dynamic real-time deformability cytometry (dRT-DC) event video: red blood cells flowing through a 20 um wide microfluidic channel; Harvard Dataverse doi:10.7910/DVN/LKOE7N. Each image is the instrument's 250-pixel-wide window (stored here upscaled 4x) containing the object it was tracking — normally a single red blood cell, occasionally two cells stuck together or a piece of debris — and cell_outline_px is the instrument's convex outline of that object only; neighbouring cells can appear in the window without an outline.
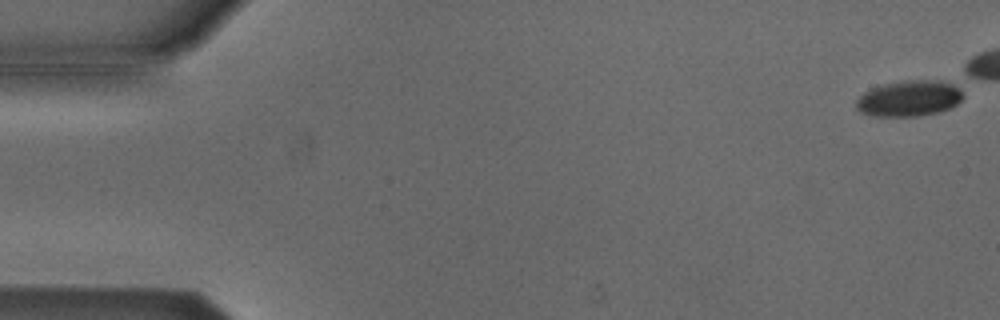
{"species": "Egyptian fruit bat (a non-hibernating species)", "species_latin": "Rousettus aegyptiacus", "temperature_condition": "cold", "stored_images_in_passage": 30, "camera_frame_rate_fps": 3000, "um_per_image_px": 0.085, "animal": {"sex": "male"}, "frame": {"image": 1, "passage_image": 1, "time_ms": 0.0, "image_size_px": [1000, 320], "cell_outline_px": [[964, 96], [956, 104], [940, 112], [916, 116], [872, 116], [860, 112], [856, 108], [856, 100], [864, 92], [872, 88], [884, 84], [904, 80], [940, 80], [960, 84]], "centroid_in_image_um": [77.32, 8.35], "position_along_channel_um": 7.7, "area_um2": 22.66}}
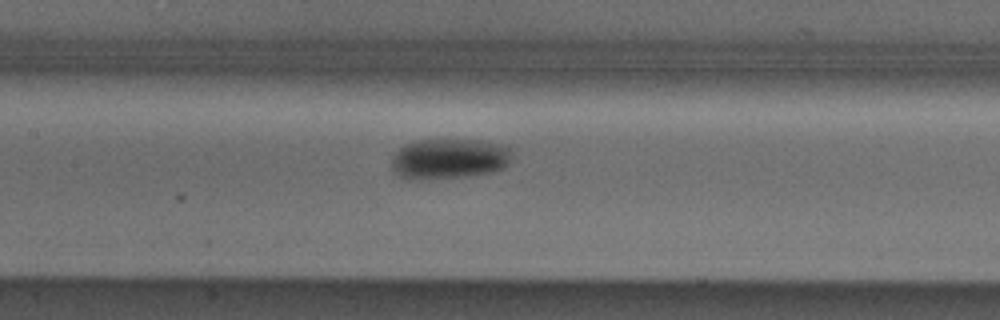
{"frame": {"image": 2, "passage_image": 25, "time_ms": 8.0, "image_size_px": [1000, 320], "cell_outline_px": [[508, 164], [504, 168], [488, 172], [464, 176], [400, 176], [392, 168], [392, 156], [400, 148], [416, 140], [480, 140], [500, 144], [508, 148]], "centroid_in_image_um": [38.19, 13.44], "position_along_channel_um": 169.2, "area_um2": 26.82}}
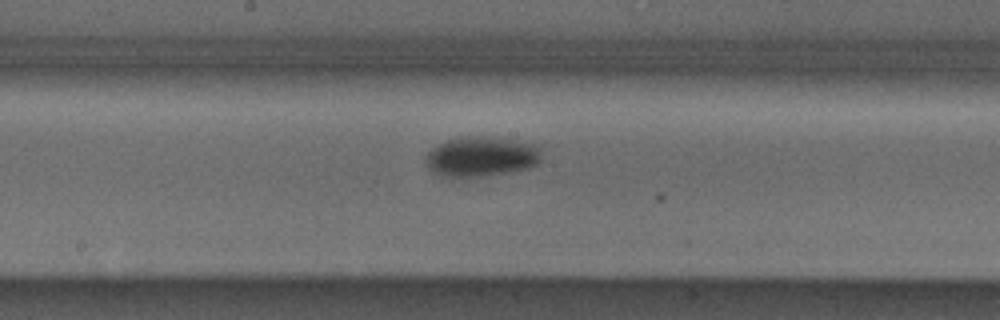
{"frame": {"image": 3, "passage_image": 28, "time_ms": 9.0, "image_size_px": [1000, 320], "cell_outline_px": [[540, 160], [536, 164], [528, 168], [480, 176], [448, 176], [436, 172], [428, 168], [424, 160], [428, 152], [432, 148], [448, 140], [460, 136], [484, 136], [516, 140], [536, 144], [540, 148]], "centroid_in_image_um": [40.92, 13.27], "position_along_channel_um": 207.3, "area_um2": 26.59}}